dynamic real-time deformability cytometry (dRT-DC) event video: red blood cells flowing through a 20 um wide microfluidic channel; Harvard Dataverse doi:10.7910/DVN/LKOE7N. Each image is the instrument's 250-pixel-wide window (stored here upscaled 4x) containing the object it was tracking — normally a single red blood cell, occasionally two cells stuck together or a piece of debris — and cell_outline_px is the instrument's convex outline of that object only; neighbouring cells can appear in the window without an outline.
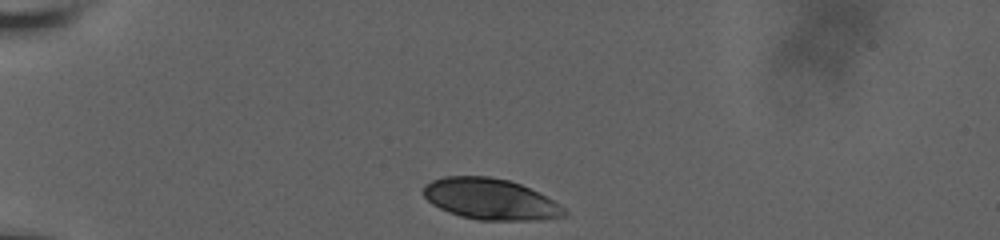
{"species": "human", "species_latin": "Homo sapiens", "temperature_condition": "room temperature", "stored_images_in_passage": 3, "camera_frame_rate_fps": 3000, "um_per_image_px": 0.085, "donor": {"sex": "male"}, "frame": {"image": 1, "passage_image": 1, "time_ms": 0.0, "image_size_px": [1000, 240], "cell_outline_px": [[568, 212], [564, 216], [540, 220], [480, 220], [460, 216], [448, 212], [432, 204], [420, 192], [424, 184], [432, 180], [444, 176], [488, 176], [508, 180], [520, 184], [552, 200], [564, 208]], "centroid_in_image_um": [41.62, 16.92], "position_along_channel_um": 43.4, "area_um2": 33.64}}
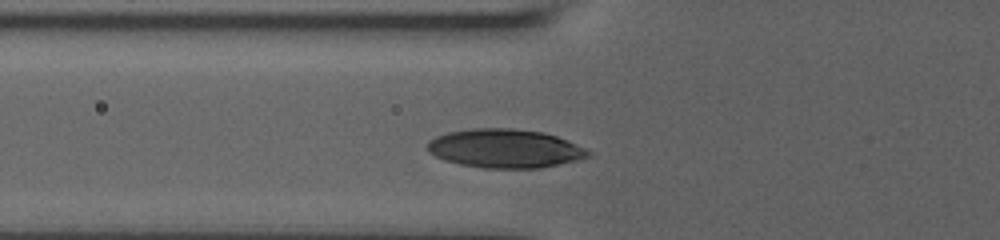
{"frame": {"image": 2, "passage_image": 3, "time_ms": 2.333, "image_size_px": [1000, 240], "cell_outline_px": [[592, 156], [576, 160], [540, 168], [484, 168], [460, 164], [444, 160], [428, 152], [424, 148], [428, 140], [436, 136], [448, 132], [472, 128], [512, 128], [544, 132], [556, 136], [576, 144], [592, 152]], "centroid_in_image_um": [42.88, 12.62], "position_along_channel_um": 82.9, "area_um2": 36.47}}